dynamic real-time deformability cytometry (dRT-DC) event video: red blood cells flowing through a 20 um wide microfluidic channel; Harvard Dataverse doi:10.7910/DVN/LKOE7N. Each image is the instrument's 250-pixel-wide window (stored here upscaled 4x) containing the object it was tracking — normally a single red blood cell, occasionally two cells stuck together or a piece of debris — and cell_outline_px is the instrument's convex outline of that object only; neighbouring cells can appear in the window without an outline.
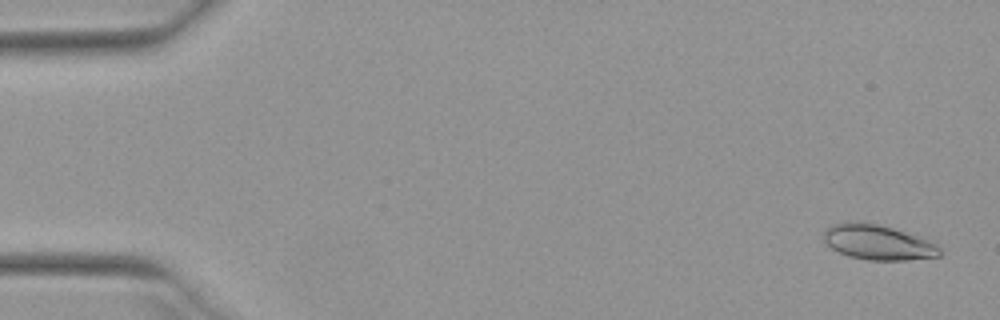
{"species": "Egyptian fruit bat (a non-hibernating species)", "species_latin": "Rousettus aegyptiacus", "temperature_condition": "warm", "stored_images_in_passage": 53, "camera_frame_rate_fps": 3000, "um_per_image_px": 0.085, "animal": {"sex": "female"}, "frame": {"image": 1, "passage_image": 2, "time_ms": 0.333, "image_size_px": [1000, 320], "cell_outline_px": [[940, 256], [904, 260], [872, 260], [852, 256], [840, 252], [832, 248], [828, 244], [824, 236], [828, 228], [840, 224], [876, 224], [912, 236], [932, 244], [940, 252]], "centroid_in_image_um": [74.6, 20.65], "position_along_channel_um": 10.4, "area_um2": 21.62}}
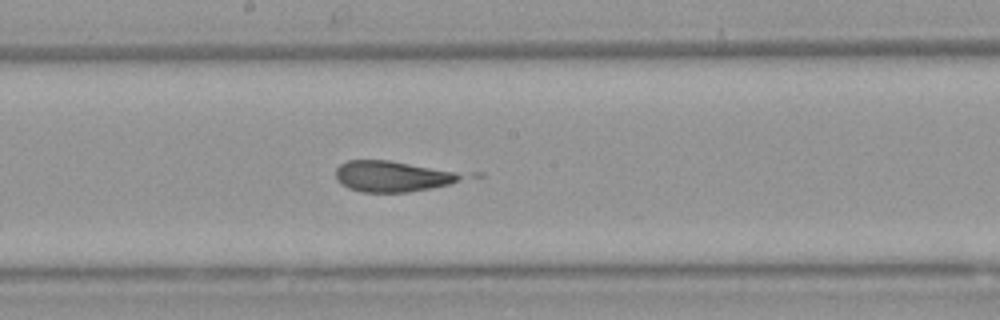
{"frame": {"image": 2, "passage_image": 28, "time_ms": 9.0, "image_size_px": [1000, 320], "cell_outline_px": [[464, 176], [448, 184], [428, 188], [404, 192], [364, 192], [348, 188], [336, 176], [336, 168], [340, 164], [348, 160], [388, 160], [456, 172]], "centroid_in_image_um": [33.27, 14.98], "position_along_channel_um": 214.9, "area_um2": 21.85}}
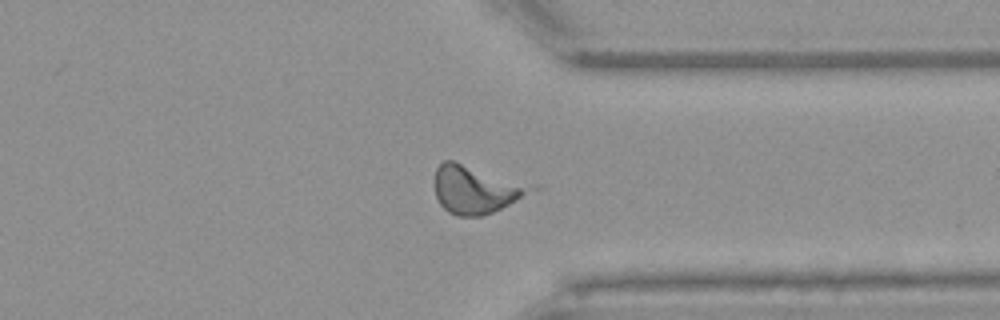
{"frame": {"image": 3, "passage_image": 40, "time_ms": 13.0, "image_size_px": [1000, 320], "cell_outline_px": [[544, 188], [492, 212], [480, 216], [456, 216], [448, 212], [440, 204], [436, 196], [432, 180], [436, 168], [444, 160], [452, 160], [536, 184]], "centroid_in_image_um": [40.51, 16.08], "position_along_channel_um": 370.9, "area_um2": 27.86}, "authors_computed_cell_mechanics": {"area_um2": 22.5998, "velocity_mm_per_s": 3.9783, "shape_relaxation_time_tau1_ms": null, "shape_relaxation_time_tau2_ms": 1.0624, "deformation_change_tau1": null, "deformation_change_tau2": 0.0713}}